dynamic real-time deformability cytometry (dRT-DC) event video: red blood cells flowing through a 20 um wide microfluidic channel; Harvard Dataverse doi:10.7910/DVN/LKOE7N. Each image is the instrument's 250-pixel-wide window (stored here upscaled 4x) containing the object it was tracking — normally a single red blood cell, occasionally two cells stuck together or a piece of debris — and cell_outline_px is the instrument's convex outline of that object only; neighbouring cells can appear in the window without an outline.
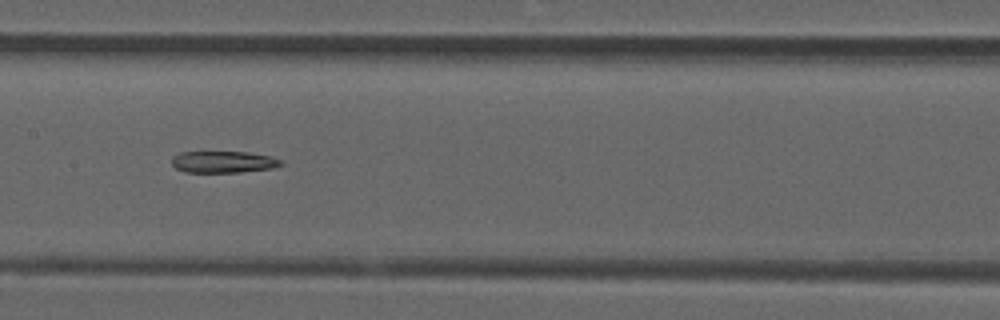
{"species": "common noctule bat (a hibernating species)", "species_latin": "Nyctalus noctula", "temperature_condition": "room temperature", "stored_images_in_passage": 38, "camera_frame_rate_fps": 3000, "um_per_image_px": 0.085, "animal": {"sex": "male", "forearm_length_mm": 52.5}, "frame": {"image": 1, "passage_image": 12, "time_ms": 3.667, "image_size_px": [1000, 320], "cell_outline_px": [[284, 164], [272, 168], [240, 172], [184, 172], [176, 168], [172, 164], [172, 156], [180, 152], [248, 152], [272, 156], [284, 160]], "centroid_in_image_um": [19.02, 13.76], "position_along_channel_um": 188.4, "area_um2": 13.93}}